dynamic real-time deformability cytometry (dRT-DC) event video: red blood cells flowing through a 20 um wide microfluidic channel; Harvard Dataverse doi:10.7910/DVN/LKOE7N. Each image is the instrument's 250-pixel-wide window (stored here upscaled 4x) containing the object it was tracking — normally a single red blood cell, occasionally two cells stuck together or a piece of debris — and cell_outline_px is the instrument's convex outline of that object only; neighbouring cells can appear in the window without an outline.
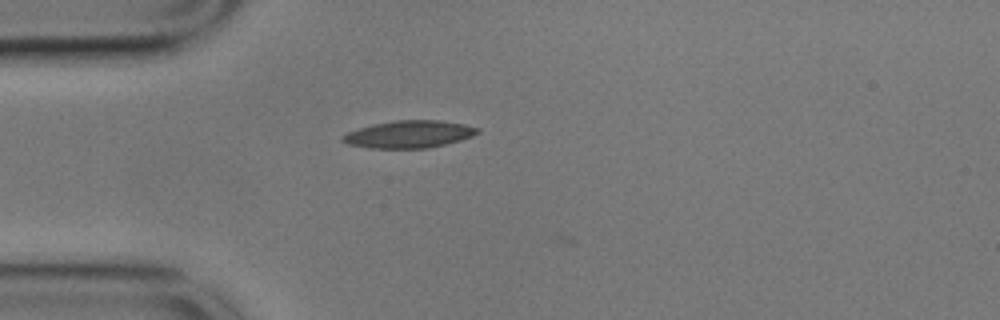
{"species": "common noctule bat (a hibernating species)", "species_latin": "Nyctalus noctula", "temperature_condition": "cold", "stored_images_in_passage": 5, "camera_frame_rate_fps": 3000, "um_per_image_px": 0.085, "animal": {"sex": "male", "body_mass_g": 17.9}, "frame": {"image": 1, "passage_image": 2, "time_ms": 0.333, "image_size_px": [1000, 320], "cell_outline_px": [[480, 132], [472, 136], [460, 140], [428, 148], [368, 148], [348, 144], [340, 140], [340, 136], [348, 132], [372, 124], [392, 120], [440, 120], [464, 124], [480, 128]], "centroid_in_image_um": [34.75, 11.4], "position_along_channel_um": 50.2, "area_um2": 21.56}}